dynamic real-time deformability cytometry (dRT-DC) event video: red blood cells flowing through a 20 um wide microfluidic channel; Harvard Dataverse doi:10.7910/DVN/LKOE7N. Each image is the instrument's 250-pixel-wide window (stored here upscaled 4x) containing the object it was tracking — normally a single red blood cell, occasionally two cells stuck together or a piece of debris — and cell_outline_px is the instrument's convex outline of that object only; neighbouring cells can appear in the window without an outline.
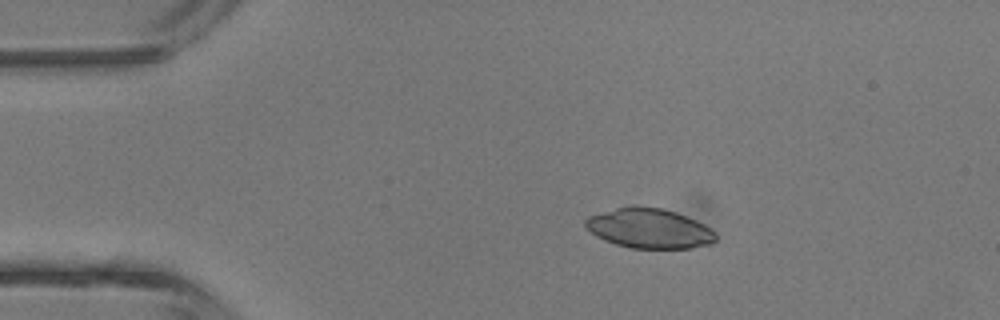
{"species": "common noctule bat (a hibernating species)", "species_latin": "Nyctalus noctula", "temperature_condition": "room temperature", "stored_images_in_passage": 6, "camera_frame_rate_fps": 3000, "um_per_image_px": 0.085, "animal": {"sex": "male", "body_mass_g": 13.3}, "frame": {"image": 1, "passage_image": 3, "time_ms": 2.333, "image_size_px": [1000, 320], "cell_outline_px": [[716, 240], [712, 244], [692, 248], [632, 248], [616, 244], [604, 240], [596, 236], [584, 224], [584, 220], [588, 216], [616, 208], [632, 204], [636, 204], [664, 208], [688, 216], [704, 224], [716, 232]], "centroid_in_image_um": [55.21, 19.39], "position_along_channel_um": 29.8, "area_um2": 30.63}}
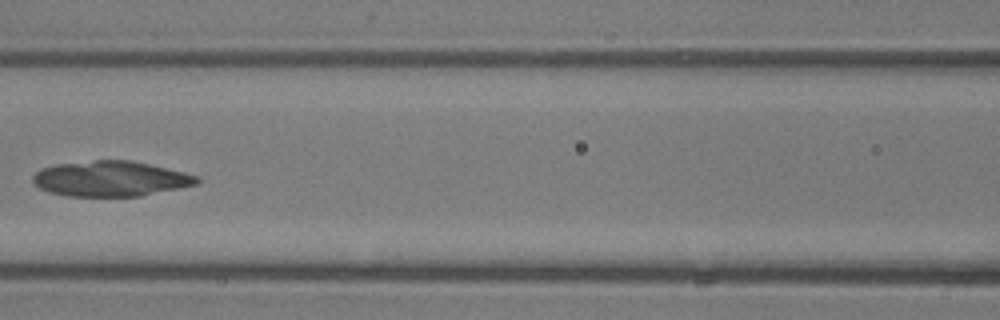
{"frame": {"image": 2, "passage_image": 6, "time_ms": 6.333, "image_size_px": [1000, 320], "cell_outline_px": [[200, 180], [196, 184], [140, 196], [68, 196], [48, 192], [40, 188], [32, 180], [32, 176], [40, 168], [56, 164], [96, 160], [128, 160], [148, 164], [184, 172], [196, 176]], "centroid_in_image_um": [9.34, 15.19], "position_along_channel_um": 157.3, "area_um2": 33.47}}